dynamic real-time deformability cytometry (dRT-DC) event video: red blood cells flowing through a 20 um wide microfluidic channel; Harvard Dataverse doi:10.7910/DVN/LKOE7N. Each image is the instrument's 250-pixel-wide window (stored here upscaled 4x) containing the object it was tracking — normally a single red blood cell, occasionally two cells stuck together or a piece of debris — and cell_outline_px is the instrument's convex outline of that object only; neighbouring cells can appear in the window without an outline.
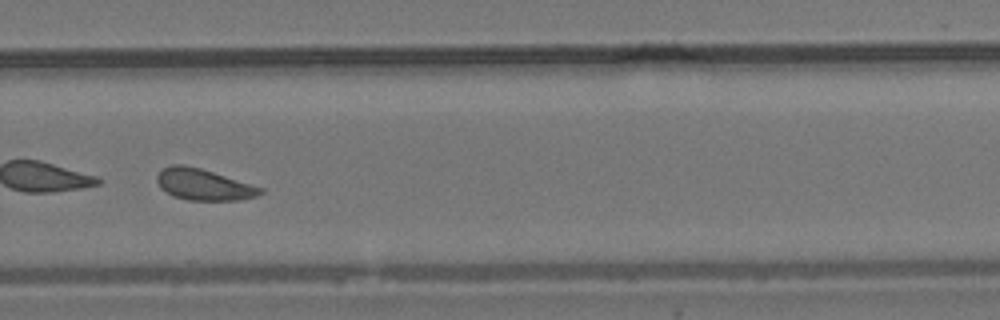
{"species": "common noctule bat (a hibernating species)", "species_latin": "Nyctalus noctula", "temperature_condition": "room temperature", "stored_images_in_passage": 39, "camera_frame_rate_fps": 3000, "um_per_image_px": 0.085, "animal": {"sex": "male", "body_mass_g": 19.2, "forearm_length_mm": 51.8}, "frame": {"image": 1, "passage_image": 23, "time_ms": 7.333, "image_size_px": [1000, 320], "cell_outline_px": [[264, 192], [256, 196], [236, 200], [188, 200], [172, 196], [160, 188], [156, 180], [156, 176], [164, 168], [172, 164], [184, 164], [200, 168], [264, 188]], "centroid_in_image_um": [17.28, 15.69], "position_along_channel_um": 312.5, "area_um2": 18.79}, "authors_computed_cell_mechanics": {"area_um2": 19.363, "velocity_mm_per_s": 3.768, "shape_relaxation_time_tau1_ms": 0.2683, "shape_relaxation_time_tau2_ms": 1.5299, "deformation_change_tau1": 0.2123, "deformation_change_tau2": 0.0833}}